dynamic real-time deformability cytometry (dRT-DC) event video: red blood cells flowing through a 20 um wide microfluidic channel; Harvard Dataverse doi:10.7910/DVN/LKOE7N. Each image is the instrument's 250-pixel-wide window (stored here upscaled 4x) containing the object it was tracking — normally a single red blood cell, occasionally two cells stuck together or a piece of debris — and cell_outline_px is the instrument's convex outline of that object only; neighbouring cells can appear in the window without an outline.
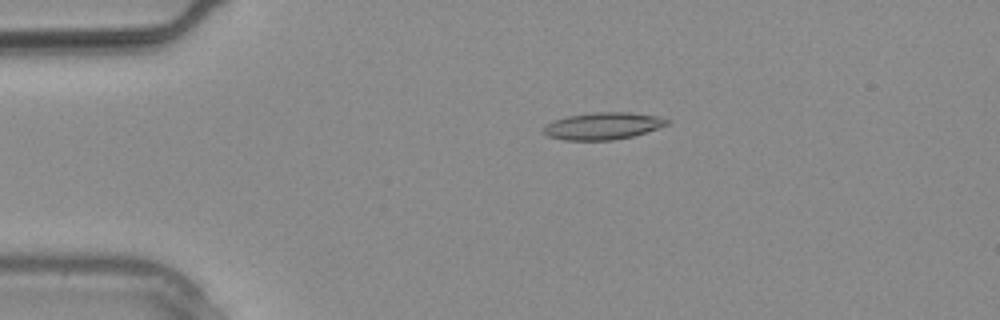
{"species": "common noctule bat (a hibernating species)", "species_latin": "Nyctalus noctula", "temperature_condition": "warm", "stored_images_in_passage": 2, "camera_frame_rate_fps": 3000, "um_per_image_px": 0.085, "animal": {"sex": "male", "body_mass_g": 20.4}, "frame": {"image": 1, "passage_image": 2, "time_ms": 0.333, "image_size_px": [1000, 320], "cell_outline_px": [[672, 120], [668, 124], [632, 136], [612, 140], [564, 140], [548, 136], [540, 132], [552, 120], [568, 116], [596, 112], [628, 112], [656, 116]], "centroid_in_image_um": [51.21, 10.7], "position_along_channel_um": 33.8, "area_um2": 19.31}}